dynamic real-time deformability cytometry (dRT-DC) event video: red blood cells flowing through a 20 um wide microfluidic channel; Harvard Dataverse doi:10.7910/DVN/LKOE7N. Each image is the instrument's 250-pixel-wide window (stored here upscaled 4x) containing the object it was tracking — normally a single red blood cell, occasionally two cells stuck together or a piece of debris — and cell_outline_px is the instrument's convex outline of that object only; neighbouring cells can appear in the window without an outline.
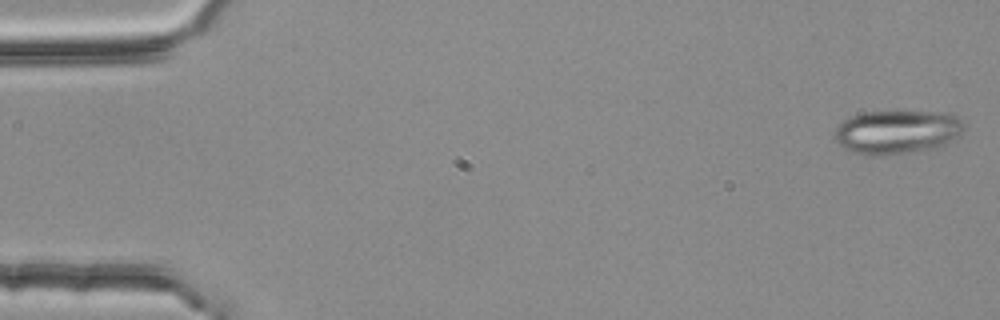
{"species": "common noctule bat (a hibernating species)", "species_latin": "Nyctalus noctula", "temperature_condition": "room temperature", "stored_images_in_passage": 54, "camera_frame_rate_fps": 3000, "um_per_image_px": 0.085, "animal": {"sex": "female", "body_mass_g": 25.1}, "frame": {"image": 1, "passage_image": 1, "time_ms": 0.0, "image_size_px": [1000, 320], "cell_outline_px": [[964, 132], [944, 144], [936, 148], [884, 156], [864, 156], [848, 152], [836, 140], [836, 128], [848, 116], [864, 112], [936, 112], [952, 116], [960, 120], [964, 124]], "centroid_in_image_um": [76.19, 11.25], "position_along_channel_um": 8.8, "area_um2": 32.95}}
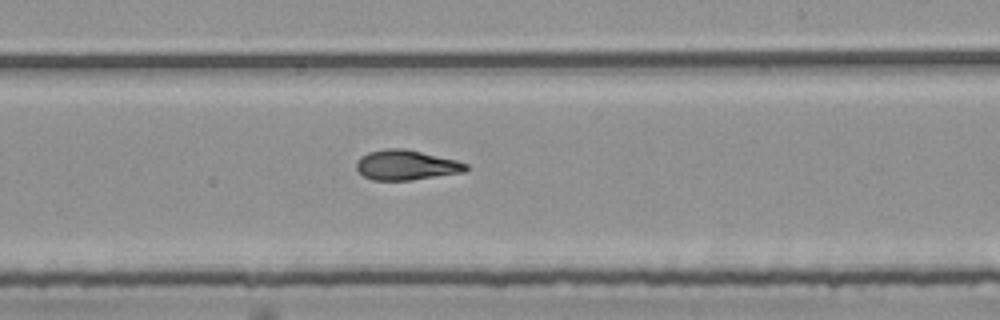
{"frame": {"image": 2, "passage_image": 32, "time_ms": 10.333, "image_size_px": [1000, 320], "cell_outline_px": [[468, 168], [464, 172], [412, 180], [372, 180], [364, 176], [356, 168], [356, 160], [360, 156], [368, 152], [384, 148], [404, 148], [456, 160], [468, 164]], "centroid_in_image_um": [34.5, 14.02], "position_along_channel_um": 254.5, "area_um2": 19.19}}
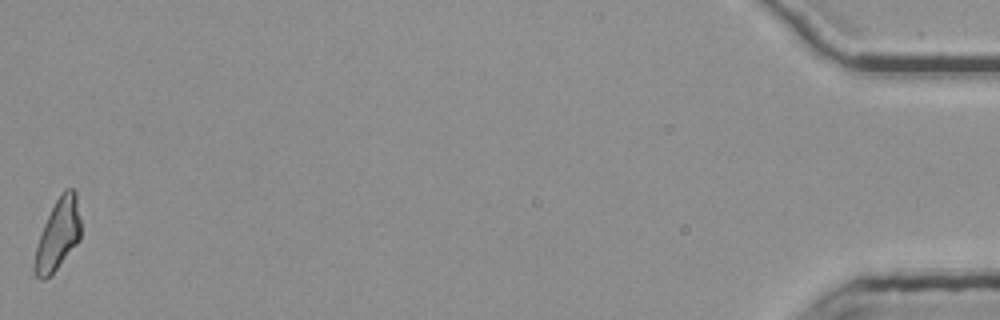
{"frame": {"image": 3, "passage_image": 54, "time_ms": 17.667, "image_size_px": [1000, 320], "cell_outline_px": [[80, 240], [52, 276], [44, 280], [40, 280], [36, 276], [32, 268], [36, 248], [44, 224], [60, 192], [64, 188], [72, 188], [76, 192], [80, 220]], "centroid_in_image_um": [4.92, 19.98], "position_along_channel_um": 430.3, "area_um2": 19.31}, "authors_computed_cell_mechanics": {"area_um2": 19.4786, "velocity_mm_per_s": 3.7766, "shape_relaxation_time_tau1_ms": 6.5367, "shape_relaxation_time_tau2_ms": 2.4431, "deformation_change_tau1": 0.206, "deformation_change_tau2": 0.1063}}